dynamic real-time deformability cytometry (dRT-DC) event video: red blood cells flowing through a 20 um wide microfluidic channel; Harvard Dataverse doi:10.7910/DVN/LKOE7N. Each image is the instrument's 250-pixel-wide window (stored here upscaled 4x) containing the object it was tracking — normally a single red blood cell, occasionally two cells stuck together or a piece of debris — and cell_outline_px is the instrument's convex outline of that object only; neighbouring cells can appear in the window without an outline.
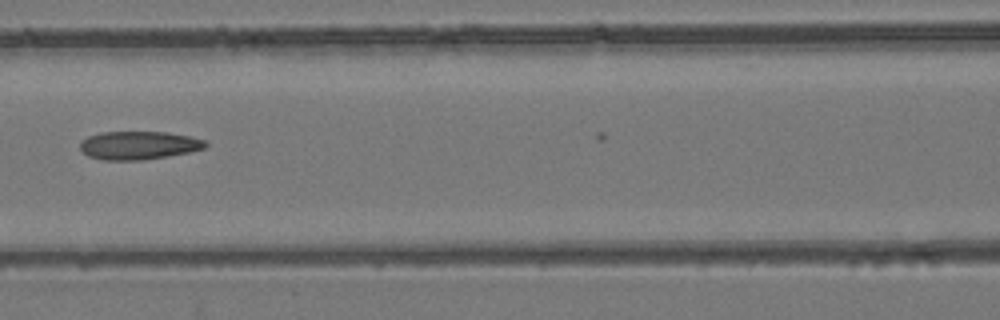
{"species": "common noctule bat (a hibernating species)", "species_latin": "Nyctalus noctula", "temperature_condition": "room temperature", "stored_images_in_passage": 5, "camera_frame_rate_fps": 3000, "um_per_image_px": 0.085, "animal": {"sex": "female", "body_mass_g": 24.6, "forearm_length_mm": 56.2}, "frame": {"image": 1, "passage_image": 4, "time_ms": 3.667, "image_size_px": [1000, 320], "cell_outline_px": [[208, 144], [204, 148], [188, 152], [168, 156], [140, 160], [104, 160], [88, 156], [80, 148], [80, 140], [88, 136], [100, 132], [164, 132], [188, 136], [204, 140]], "centroid_in_image_um": [11.74, 12.35], "position_along_channel_um": 154.9, "area_um2": 20.52}}